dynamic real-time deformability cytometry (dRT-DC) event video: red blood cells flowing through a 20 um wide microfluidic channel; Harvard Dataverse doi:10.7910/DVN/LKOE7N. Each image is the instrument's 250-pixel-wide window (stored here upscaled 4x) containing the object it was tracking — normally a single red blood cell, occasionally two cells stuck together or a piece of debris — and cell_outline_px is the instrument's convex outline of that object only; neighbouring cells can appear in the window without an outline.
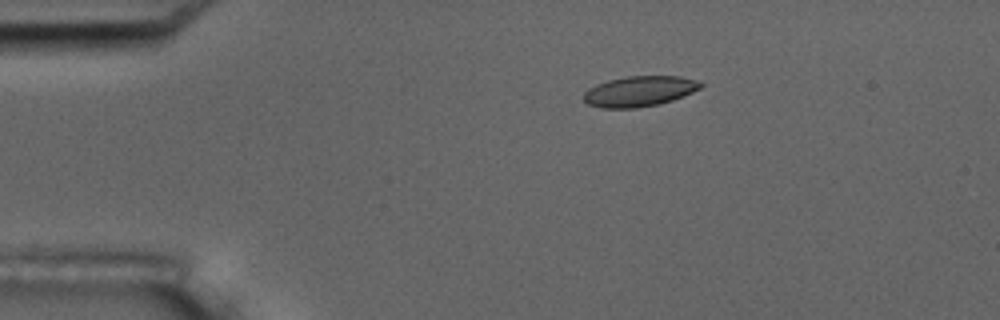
{"species": "common noctule bat (a hibernating species)", "species_latin": "Nyctalus noctula", "temperature_condition": "room temperature", "stored_images_in_passage": 7, "camera_frame_rate_fps": 3000, "um_per_image_px": 0.085, "animal": {"sex": "male", "body_mass_g": 17.5, "forearm_length_mm": 52.3}, "frame": {"image": 1, "passage_image": 4, "time_ms": 3.333, "image_size_px": [1000, 320], "cell_outline_px": [[704, 84], [700, 88], [692, 92], [672, 100], [660, 104], [636, 108], [600, 108], [588, 104], [584, 100], [584, 92], [588, 88], [596, 84], [608, 80], [628, 76], [680, 76], [696, 80]], "centroid_in_image_um": [54.33, 7.76], "position_along_channel_um": 30.7, "area_um2": 20.75}}
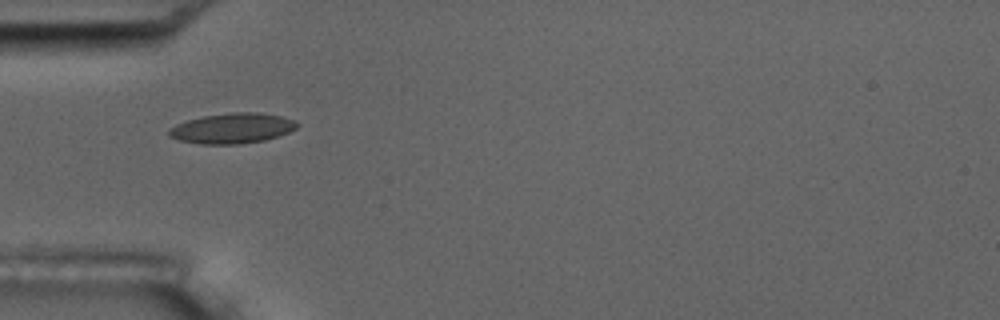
{"frame": {"image": 2, "passage_image": 6, "time_ms": 5.667, "image_size_px": [1000, 320], "cell_outline_px": [[300, 124], [296, 128], [288, 132], [264, 140], [240, 144], [200, 144], [180, 140], [168, 136], [168, 128], [176, 124], [188, 120], [204, 116], [232, 112], [256, 112], [280, 116], [296, 120]], "centroid_in_image_um": [19.73, 10.9], "position_along_channel_um": 65.3, "area_um2": 22.54}}